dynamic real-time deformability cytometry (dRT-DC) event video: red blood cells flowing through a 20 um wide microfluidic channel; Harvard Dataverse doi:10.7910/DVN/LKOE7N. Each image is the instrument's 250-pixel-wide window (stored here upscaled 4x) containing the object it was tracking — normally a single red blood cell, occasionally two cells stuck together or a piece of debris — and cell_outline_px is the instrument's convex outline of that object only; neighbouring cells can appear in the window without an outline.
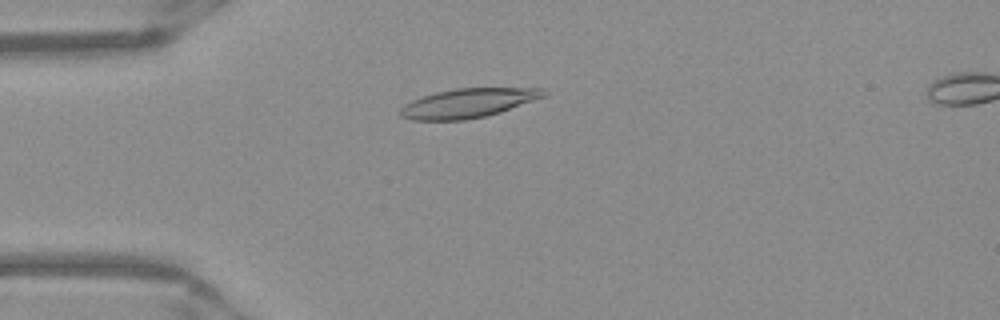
{"species": "Egyptian fruit bat (a non-hibernating species)", "species_latin": "Rousettus aegyptiacus", "temperature_condition": "warm", "stored_images_in_passage": 51, "camera_frame_rate_fps": 3000, "um_per_image_px": 0.085, "frame": {"image": 1, "passage_image": 13, "time_ms": 4.0, "image_size_px": [1000, 320], "cell_outline_px": [[548, 92], [544, 96], [500, 112], [488, 116], [464, 120], [412, 120], [400, 116], [400, 108], [404, 104], [412, 100], [436, 92], [456, 88], [544, 88]], "centroid_in_image_um": [39.77, 8.76], "position_along_channel_um": 45.2, "area_um2": 24.28}}
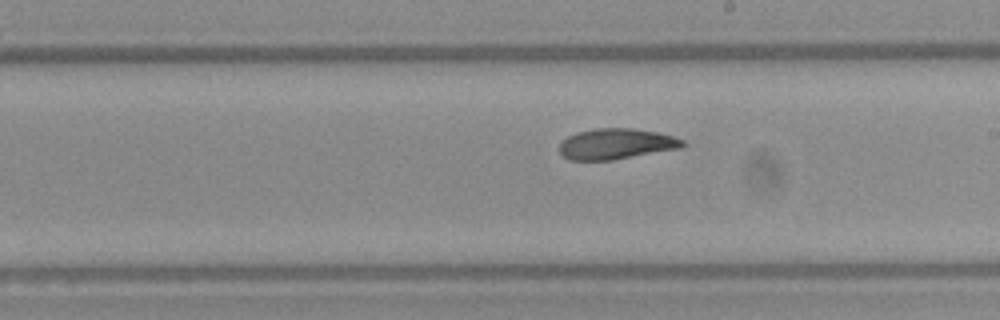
{"frame": {"image": 2, "passage_image": 29, "time_ms": 9.333, "image_size_px": [1000, 320], "cell_outline_px": [[688, 144], [684, 148], [612, 160], [568, 160], [560, 152], [560, 144], [568, 136], [576, 132], [596, 128], [632, 128], [656, 132], [672, 136], [684, 140]], "centroid_in_image_um": [52.43, 12.23], "position_along_channel_um": 236.6, "area_um2": 22.2}}
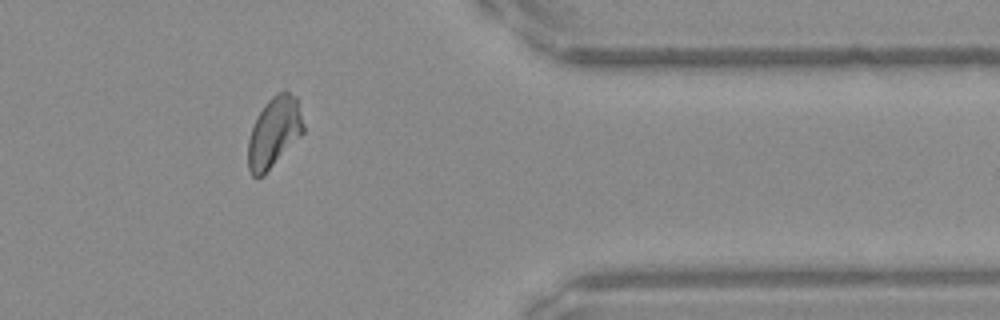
{"frame": {"image": 3, "passage_image": 42, "time_ms": 13.667, "image_size_px": [1000, 320], "cell_outline_px": [[304, 132], [264, 176], [252, 176], [248, 168], [248, 140], [252, 128], [264, 104], [276, 92], [288, 92], [296, 96], [304, 124]], "centroid_in_image_um": [23.3, 11.26], "position_along_channel_um": 388.1, "area_um2": 22.54}, "authors_computed_cell_mechanics": {"area_um2": 23.1778, "velocity_mm_per_s": 3.9255, "shape_relaxation_time_tau1_ms": null, "shape_relaxation_time_tau2_ms": 2.7318, "deformation_change_tau1": null, "deformation_change_tau2": 0.0791}}